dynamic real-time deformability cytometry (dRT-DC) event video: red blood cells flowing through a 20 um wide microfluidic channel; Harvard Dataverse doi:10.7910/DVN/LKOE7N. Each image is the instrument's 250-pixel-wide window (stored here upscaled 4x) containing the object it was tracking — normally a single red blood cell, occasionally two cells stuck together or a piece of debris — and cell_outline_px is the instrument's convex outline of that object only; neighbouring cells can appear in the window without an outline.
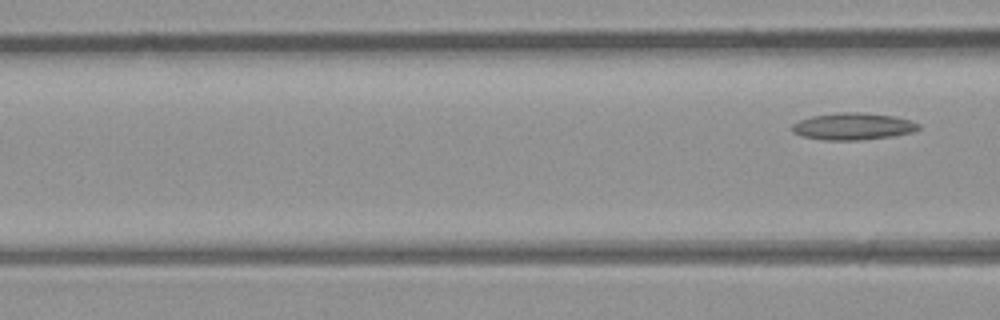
{"species": "common noctule bat (a hibernating species)", "species_latin": "Nyctalus noctula", "temperature_condition": "room temperature", "stored_images_in_passage": 5, "camera_frame_rate_fps": 3000, "um_per_image_px": 0.085, "animal": {"sex": "male", "body_mass_g": 23.1, "forearm_length_mm": 52.7}, "frame": {"image": 1, "passage_image": 5, "time_ms": 1.333, "image_size_px": [1000, 320], "cell_outline_px": [[924, 128], [912, 132], [892, 136], [860, 140], [824, 140], [800, 136], [792, 132], [792, 124], [800, 120], [812, 116], [840, 112], [864, 112], [892, 116], [908, 120], [920, 124]], "centroid_in_image_um": [72.51, 10.74], "position_along_channel_um": 94.1, "area_um2": 19.94}}